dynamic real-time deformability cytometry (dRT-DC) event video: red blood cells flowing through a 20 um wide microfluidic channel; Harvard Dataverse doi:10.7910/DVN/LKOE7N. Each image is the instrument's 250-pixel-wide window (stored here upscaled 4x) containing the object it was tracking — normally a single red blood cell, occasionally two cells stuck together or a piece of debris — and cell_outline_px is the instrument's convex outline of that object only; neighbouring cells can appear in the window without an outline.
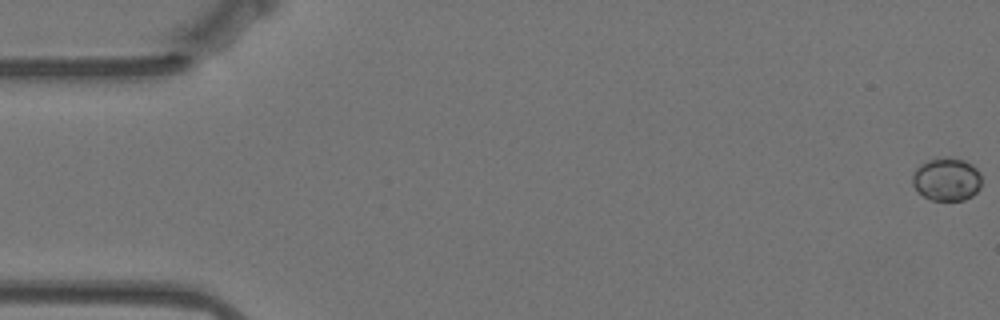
{"species": "Egyptian fruit bat (a non-hibernating species)", "species_latin": "Rousettus aegyptiacus", "temperature_condition": "warm", "stored_images_in_passage": 13, "camera_frame_rate_fps": 3000, "um_per_image_px": 0.085, "animal": {"sex": "female"}, "frame": {"image": 1, "passage_image": 1, "time_ms": 0.0, "image_size_px": [1000, 320], "cell_outline_px": [[980, 188], [972, 196], [964, 200], [932, 200], [916, 192], [912, 184], [912, 176], [916, 168], [920, 164], [928, 160], [944, 156], [948, 156], [964, 160], [972, 164], [980, 172]], "centroid_in_image_um": [80.45, 15.23], "position_along_channel_um": 4.6, "area_um2": 17.63}}